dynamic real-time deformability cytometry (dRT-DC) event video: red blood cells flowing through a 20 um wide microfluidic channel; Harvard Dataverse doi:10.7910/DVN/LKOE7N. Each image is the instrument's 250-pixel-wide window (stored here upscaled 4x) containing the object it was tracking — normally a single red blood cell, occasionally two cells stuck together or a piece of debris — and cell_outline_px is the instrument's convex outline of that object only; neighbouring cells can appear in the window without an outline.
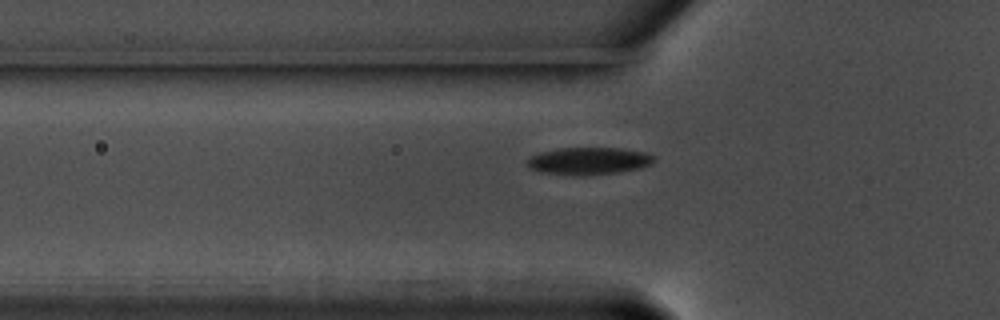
{"species": "common noctule bat (a hibernating species)", "species_latin": "Nyctalus noctula", "temperature_condition": "warm", "stored_images_in_passage": 42, "camera_frame_rate_fps": 3000, "um_per_image_px": 0.085, "animal": {"sex": "male", "body_mass_g": 17.5, "forearm_length_mm": 52.3}, "frame": {"image": 1, "passage_image": 10, "time_ms": 3.0, "image_size_px": [1000, 320], "cell_outline_px": [[656, 156], [652, 164], [640, 168], [620, 172], [588, 176], [572, 176], [540, 172], [528, 168], [524, 164], [524, 160], [528, 156], [540, 152], [560, 148], [620, 148], [648, 152]], "centroid_in_image_um": [50.0, 13.69], "position_along_channel_um": 75.8, "area_um2": 20.92}}
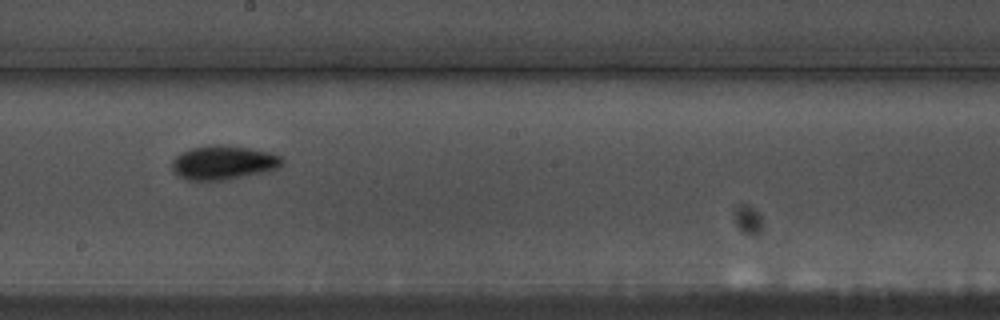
{"frame": {"image": 2, "passage_image": 23, "time_ms": 7.333, "image_size_px": [1000, 320], "cell_outline_px": [[284, 164], [268, 172], [228, 180], [188, 180], [180, 176], [172, 168], [172, 160], [180, 152], [192, 148], [212, 144], [220, 144], [252, 148], [268, 152], [280, 156], [284, 160]], "centroid_in_image_um": [19.02, 13.82], "position_along_channel_um": 229.2, "area_um2": 22.08}}
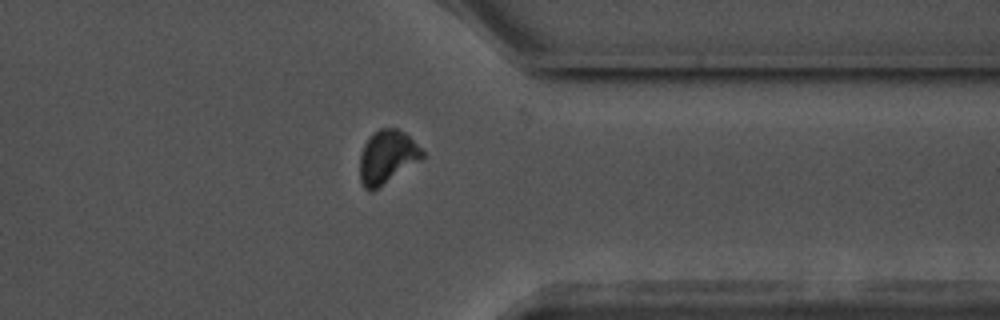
{"frame": {"image": 3, "passage_image": 36, "time_ms": 11.667, "image_size_px": [1000, 320], "cell_outline_px": [[424, 156], [420, 160], [376, 188], [364, 188], [360, 180], [360, 152], [368, 136], [372, 132], [380, 128], [396, 128], [404, 132], [424, 152]], "centroid_in_image_um": [32.87, 13.28], "position_along_channel_um": 378.5, "area_um2": 18.96}, "authors_computed_cell_mechanics": {"area_um2": 20.4034, "velocity_mm_per_s": 3.5444, "shape_relaxation_time_tau1_ms": 2.6966, "shape_relaxation_time_tau2_ms": 2.7525, "deformation_change_tau1": 0.1093, "deformation_change_tau2": 0.0712}}